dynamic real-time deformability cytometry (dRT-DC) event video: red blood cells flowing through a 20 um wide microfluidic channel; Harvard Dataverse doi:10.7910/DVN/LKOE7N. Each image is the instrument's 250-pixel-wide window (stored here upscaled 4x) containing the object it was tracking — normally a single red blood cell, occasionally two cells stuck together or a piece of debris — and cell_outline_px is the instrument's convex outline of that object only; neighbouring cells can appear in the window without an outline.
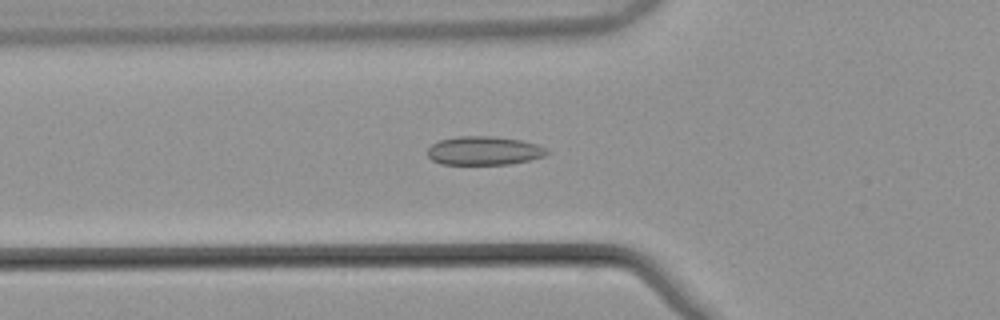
{"species": "common noctule bat (a hibernating species)", "species_latin": "Nyctalus noctula", "temperature_condition": "warm", "stored_images_in_passage": 45, "camera_frame_rate_fps": 3000, "um_per_image_px": 0.085, "animal": {"sex": "male", "body_mass_g": 21.5, "forearm_length_mm": 52.0}, "frame": {"image": 1, "passage_image": 10, "time_ms": 3.0, "image_size_px": [1000, 320], "cell_outline_px": [[548, 152], [544, 156], [528, 160], [508, 164], [440, 164], [432, 160], [428, 156], [428, 148], [432, 144], [440, 140], [460, 136], [496, 136], [520, 140], [536, 144], [548, 148]], "centroid_in_image_um": [41.13, 12.8], "position_along_channel_um": 84.7, "area_um2": 19.88}}
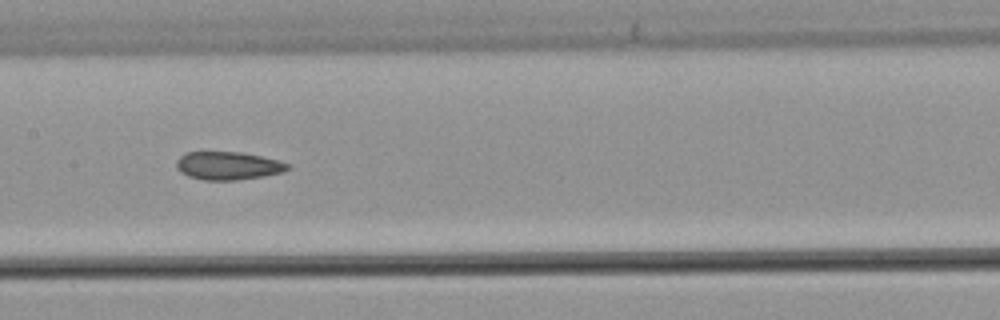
{"frame": {"image": 2, "passage_image": 18, "time_ms": 5.667, "image_size_px": [1000, 320], "cell_outline_px": [[292, 168], [284, 172], [264, 176], [236, 180], [204, 180], [188, 176], [180, 172], [176, 168], [176, 160], [184, 152], [240, 152], [260, 156], [292, 164]], "centroid_in_image_um": [19.39, 14.09], "position_along_channel_um": 188.0, "area_um2": 18.38}}
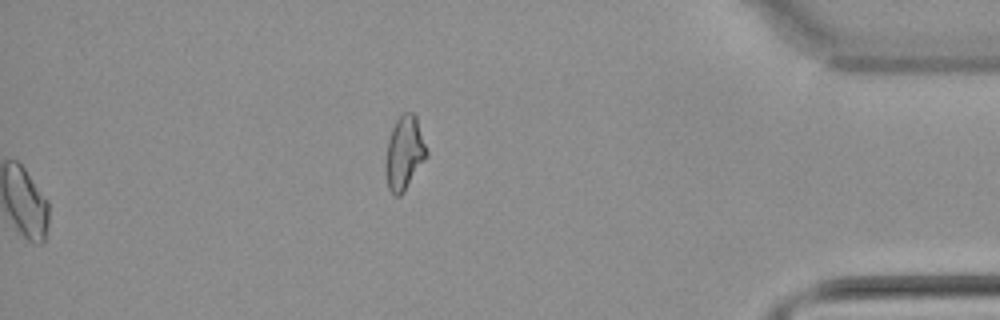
{"frame": {"image": 3, "passage_image": 45, "time_ms": 14.667, "image_size_px": [1000, 320], "cell_outline_px": [[428, 156], [404, 192], [400, 196], [396, 196], [388, 188], [384, 168], [384, 160], [388, 140], [392, 128], [396, 120], [404, 112], [412, 112], [416, 116], [428, 152]], "centroid_in_image_um": [34.36, 13.02], "position_along_channel_um": 400.8, "area_um2": 17.8}}